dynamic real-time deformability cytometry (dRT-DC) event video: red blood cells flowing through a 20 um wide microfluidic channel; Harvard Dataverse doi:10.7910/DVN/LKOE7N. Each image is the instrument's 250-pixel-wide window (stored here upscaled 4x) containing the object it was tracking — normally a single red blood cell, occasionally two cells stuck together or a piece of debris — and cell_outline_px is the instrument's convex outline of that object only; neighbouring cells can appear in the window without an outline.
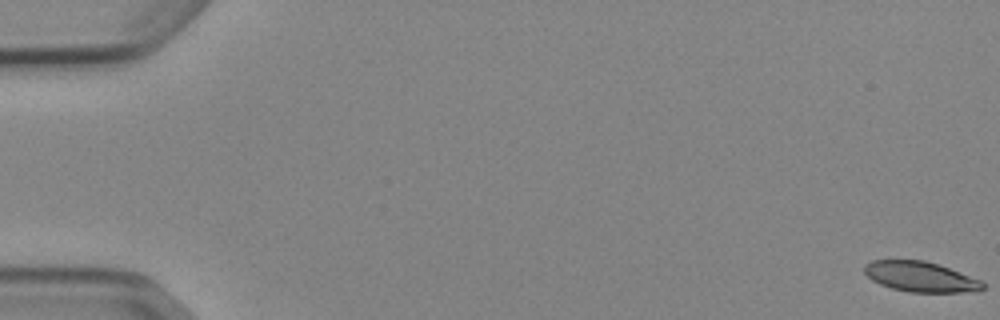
{"species": "Egyptian fruit bat (a non-hibernating species)", "species_latin": "Rousettus aegyptiacus", "temperature_condition": "cold", "stored_images_in_passage": 54, "camera_frame_rate_fps": 3000, "um_per_image_px": 0.085, "animal": {"sex": "female"}, "frame": {"image": 1, "passage_image": 1, "time_ms": 0.0, "image_size_px": [1000, 320], "cell_outline_px": [[984, 288], [976, 292], [908, 292], [892, 288], [880, 284], [872, 280], [864, 272], [864, 264], [872, 260], [924, 260], [940, 264], [980, 280], [984, 284]], "centroid_in_image_um": [78.24, 23.52], "position_along_channel_um": 6.8, "area_um2": 20.92}}
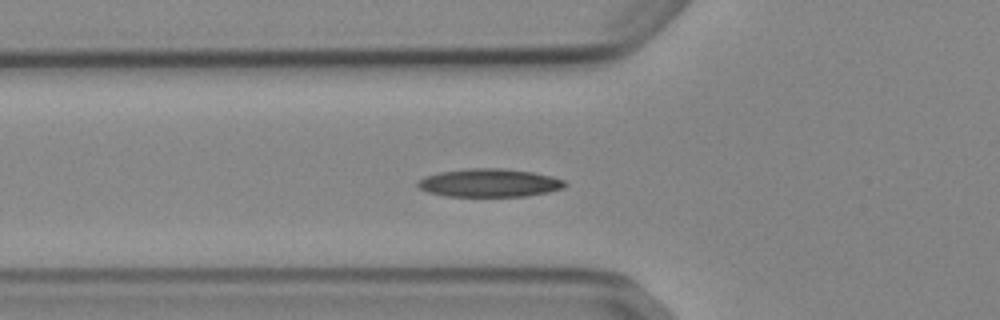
{"frame": {"image": 2, "passage_image": 20, "time_ms": 6.333, "image_size_px": [1000, 320], "cell_outline_px": [[568, 184], [564, 188], [548, 192], [528, 196], [448, 196], [428, 192], [420, 188], [416, 184], [416, 180], [424, 176], [440, 172], [468, 168], [500, 168], [532, 172], [552, 176], [564, 180]], "centroid_in_image_um": [41.6, 15.54], "position_along_channel_um": 84.2, "area_um2": 24.28}}
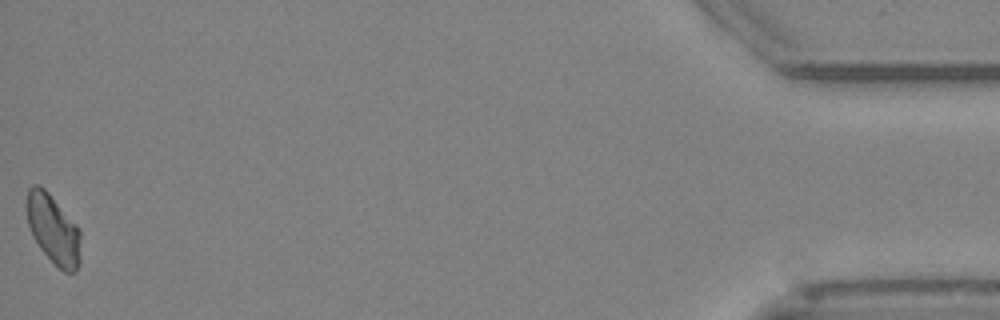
{"frame": {"image": 3, "passage_image": 54, "time_ms": 17.667, "image_size_px": [1000, 320], "cell_outline_px": [[80, 264], [76, 272], [64, 272], [40, 248], [32, 236], [28, 224], [28, 188], [32, 184], [40, 184], [48, 192], [80, 228]], "centroid_in_image_um": [4.56, 19.49], "position_along_channel_um": 430.6, "area_um2": 21.62}, "authors_computed_cell_mechanics": {"area_um2": 22.5131, "velocity_mm_per_s": 3.8569, "shape_relaxation_time_tau1_ms": 6.1071, "shape_relaxation_time_tau2_ms": null, "deformation_change_tau1": 0.1361, "deformation_change_tau2": null}}